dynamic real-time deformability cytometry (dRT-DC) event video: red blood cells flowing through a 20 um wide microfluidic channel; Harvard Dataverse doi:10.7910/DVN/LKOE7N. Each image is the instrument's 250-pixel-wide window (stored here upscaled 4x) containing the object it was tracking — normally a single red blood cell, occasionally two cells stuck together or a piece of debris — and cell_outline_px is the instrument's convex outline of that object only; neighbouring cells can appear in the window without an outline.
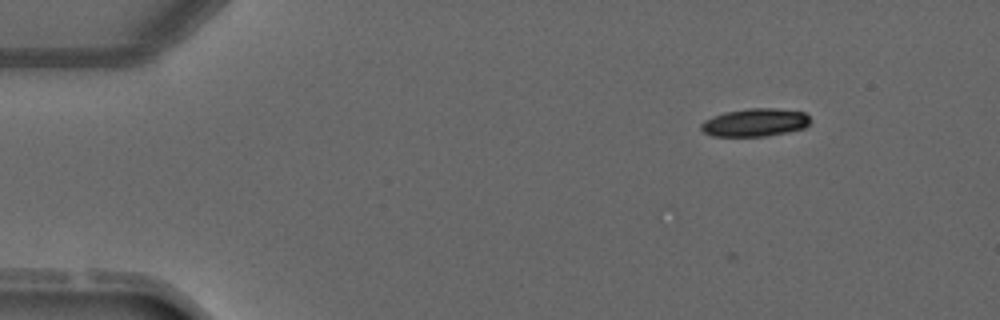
{"species": "common noctule bat (a hibernating species)", "species_latin": "Nyctalus noctula", "temperature_condition": "warm", "stored_images_in_passage": 6, "camera_frame_rate_fps": 3000, "um_per_image_px": 0.085, "animal": {"sex": "male", "forearm_length_mm": 52.5}, "frame": {"image": 1, "passage_image": 3, "time_ms": 2.667, "image_size_px": [1000, 320], "cell_outline_px": [[808, 124], [804, 128], [788, 132], [764, 136], [712, 136], [704, 132], [700, 128], [700, 124], [704, 120], [712, 116], [724, 112], [748, 108], [776, 108], [804, 112], [808, 116]], "centroid_in_image_um": [64.14, 10.4], "position_along_channel_um": 20.9, "area_um2": 17.8}}